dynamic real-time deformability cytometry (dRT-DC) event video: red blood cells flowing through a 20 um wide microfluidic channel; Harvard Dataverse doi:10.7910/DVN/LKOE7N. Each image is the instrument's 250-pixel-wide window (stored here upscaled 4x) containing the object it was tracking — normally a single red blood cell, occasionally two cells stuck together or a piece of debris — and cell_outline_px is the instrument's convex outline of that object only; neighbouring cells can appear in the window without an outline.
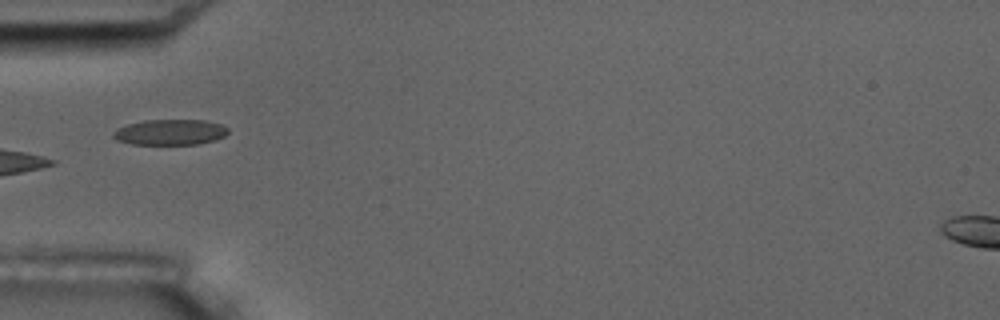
{"species": "common noctule bat (a hibernating species)", "species_latin": "Nyctalus noctula", "temperature_condition": "room temperature", "stored_images_in_passage": 8, "camera_frame_rate_fps": 3000, "um_per_image_px": 0.085, "animal": {"sex": "male", "body_mass_g": 17.5, "forearm_length_mm": 52.3}, "frame": {"image": 1, "passage_image": 7, "time_ms": 7.333, "image_size_px": [1000, 320], "cell_outline_px": [[228, 132], [224, 136], [216, 140], [200, 144], [132, 144], [116, 140], [112, 136], [112, 132], [116, 128], [128, 124], [144, 120], [204, 120], [220, 124], [228, 128]], "centroid_in_image_um": [14.44, 11.24], "position_along_channel_um": 70.6, "area_um2": 17.22}}